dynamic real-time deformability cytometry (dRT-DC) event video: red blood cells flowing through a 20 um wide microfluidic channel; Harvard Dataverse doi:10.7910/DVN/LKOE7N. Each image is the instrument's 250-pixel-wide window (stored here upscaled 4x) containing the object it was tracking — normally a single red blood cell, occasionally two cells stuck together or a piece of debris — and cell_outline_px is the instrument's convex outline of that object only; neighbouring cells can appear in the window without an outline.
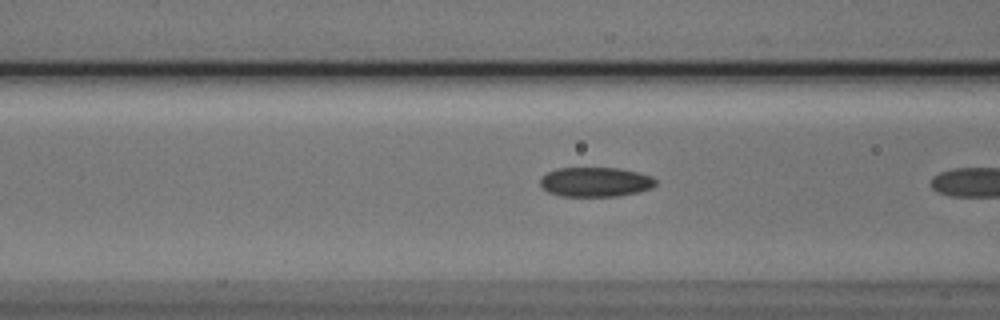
{"species": "Egyptian fruit bat (a non-hibernating species)", "species_latin": "Rousettus aegyptiacus", "temperature_condition": "cold", "stored_images_in_passage": 7, "camera_frame_rate_fps": 3000, "um_per_image_px": 0.085, "animal": {"sex": "male"}, "frame": {"image": 1, "passage_image": 6, "time_ms": 1.667, "image_size_px": [1000, 320], "cell_outline_px": [[656, 184], [652, 188], [620, 196], [560, 196], [548, 192], [540, 184], [540, 176], [556, 168], [620, 168], [652, 176], [656, 180]], "centroid_in_image_um": [50.6, 15.46], "position_along_channel_um": 116.0, "area_um2": 19.94}}